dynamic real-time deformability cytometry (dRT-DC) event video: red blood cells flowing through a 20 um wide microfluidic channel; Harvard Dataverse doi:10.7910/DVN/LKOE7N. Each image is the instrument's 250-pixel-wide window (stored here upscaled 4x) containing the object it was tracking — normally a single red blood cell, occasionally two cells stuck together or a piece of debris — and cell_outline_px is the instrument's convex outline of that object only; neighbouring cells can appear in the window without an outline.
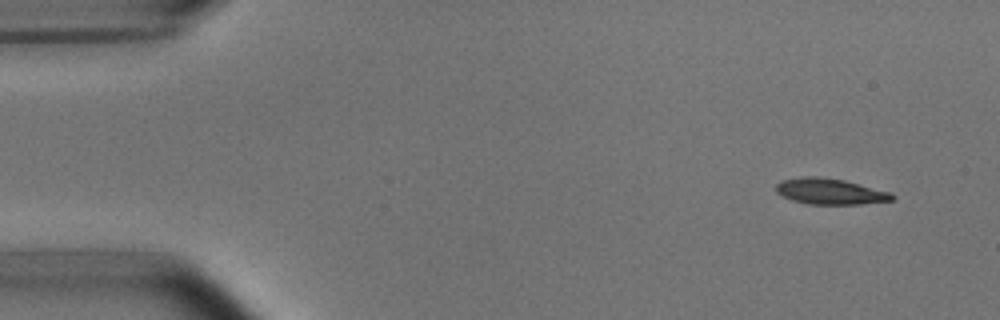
{"species": "common noctule bat (a hibernating species)", "species_latin": "Nyctalus noctula", "temperature_condition": "room temperature", "stored_images_in_passage": 4, "camera_frame_rate_fps": 3000, "um_per_image_px": 0.085, "animal": {"sex": "male", "body_mass_g": 15.6}, "frame": {"image": 1, "passage_image": 1, "time_ms": 0.0, "image_size_px": [1000, 320], "cell_outline_px": [[896, 196], [892, 200], [860, 204], [808, 204], [792, 200], [776, 192], [776, 184], [780, 180], [804, 176], [816, 176], [844, 180], [892, 192]], "centroid_in_image_um": [70.56, 16.26], "position_along_channel_um": 14.4, "area_um2": 17.57}}
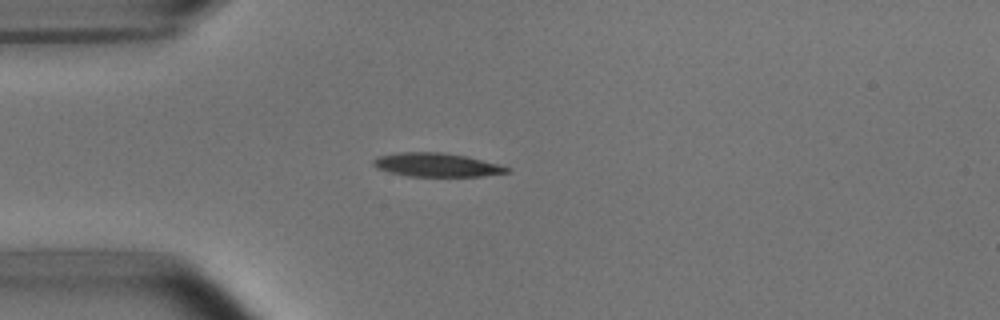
{"frame": {"image": 2, "passage_image": 4, "time_ms": 3.333, "image_size_px": [1000, 320], "cell_outline_px": [[512, 168], [508, 172], [484, 176], [408, 176], [376, 168], [372, 164], [372, 160], [376, 156], [400, 152], [444, 152], [464, 156], [500, 164]], "centroid_in_image_um": [37.1, 14.01], "position_along_channel_um": 47.9, "area_um2": 18.44}}